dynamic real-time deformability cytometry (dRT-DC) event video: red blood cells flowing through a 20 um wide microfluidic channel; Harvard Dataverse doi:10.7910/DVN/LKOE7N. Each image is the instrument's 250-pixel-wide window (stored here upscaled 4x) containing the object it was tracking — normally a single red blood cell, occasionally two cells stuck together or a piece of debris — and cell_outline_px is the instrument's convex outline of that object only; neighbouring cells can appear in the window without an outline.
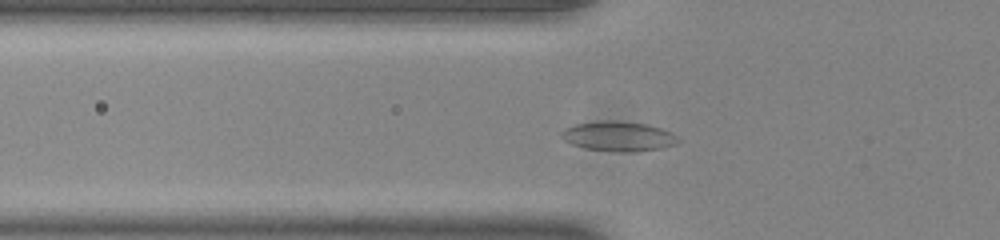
{"species": "common noctule bat (a hibernating species)", "species_latin": "Nyctalus noctula", "temperature_condition": "room temperature", "stored_images_in_passage": 46, "camera_frame_rate_fps": 3000, "um_per_image_px": 0.085, "animal": {"sex": "male", "body_mass_g": 20.0, "forearm_length_mm": 53.3}, "frame": {"image": 1, "passage_image": 12, "time_ms": 3.667, "image_size_px": [1000, 240], "cell_outline_px": [[680, 140], [676, 144], [660, 148], [632, 152], [620, 152], [584, 148], [572, 144], [564, 140], [560, 136], [560, 132], [564, 128], [572, 124], [604, 120], [612, 120], [644, 124], [660, 128], [672, 132]], "centroid_in_image_um": [52.52, 11.58], "position_along_channel_um": 73.3, "area_um2": 20.29}}
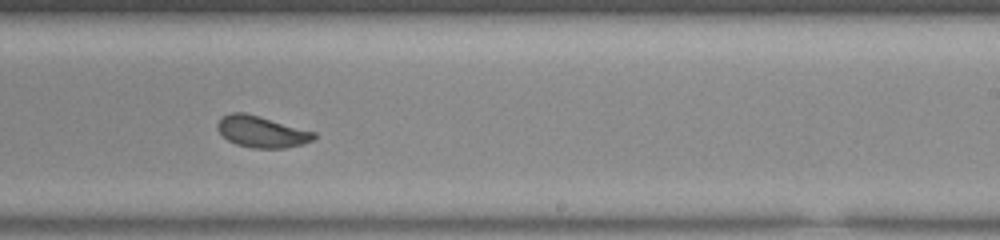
{"frame": {"image": 2, "passage_image": 27, "time_ms": 8.667, "image_size_px": [1000, 240], "cell_outline_px": [[316, 136], [312, 140], [304, 144], [284, 148], [252, 148], [236, 144], [228, 140], [216, 128], [216, 124], [224, 116], [232, 112], [244, 112], [260, 116], [316, 132]], "centroid_in_image_um": [22.25, 11.2], "position_along_channel_um": 266.7, "area_um2": 17.63}}
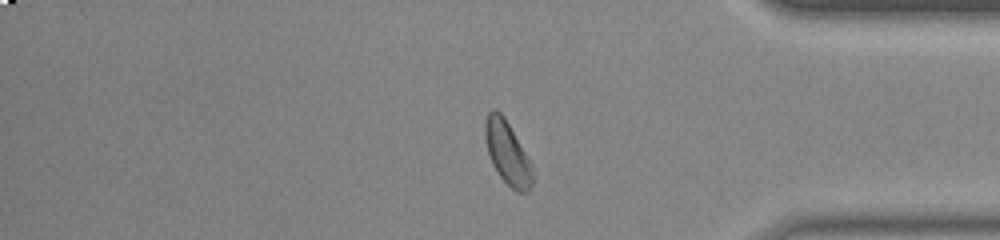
{"frame": {"image": 3, "passage_image": 38, "time_ms": 12.333, "image_size_px": [1000, 240], "cell_outline_px": [[532, 184], [528, 192], [516, 192], [500, 176], [492, 164], [488, 152], [484, 136], [484, 124], [488, 112], [492, 108], [496, 108], [504, 116], [532, 164]], "centroid_in_image_um": [43.11, 12.97], "position_along_channel_um": 392.1, "area_um2": 17.4}}